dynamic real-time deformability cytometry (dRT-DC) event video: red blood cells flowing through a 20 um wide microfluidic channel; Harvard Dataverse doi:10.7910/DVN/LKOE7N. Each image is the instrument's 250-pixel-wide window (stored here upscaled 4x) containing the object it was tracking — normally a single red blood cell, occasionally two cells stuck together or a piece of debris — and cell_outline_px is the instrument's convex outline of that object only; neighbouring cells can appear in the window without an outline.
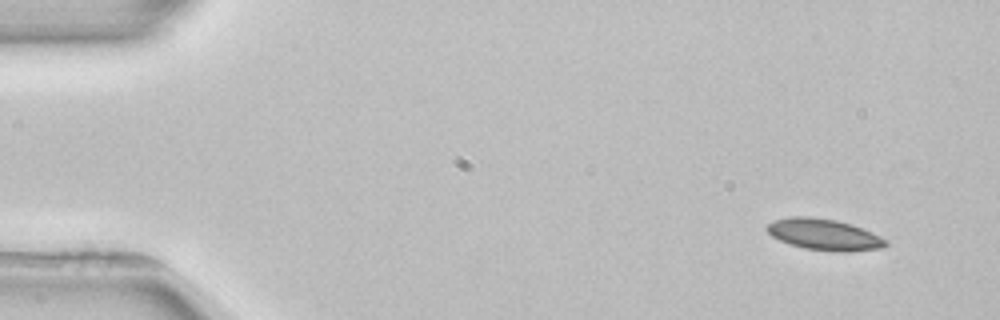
{"species": "common noctule bat (a hibernating species)", "species_latin": "Nyctalus noctula", "temperature_condition": "room temperature", "stored_images_in_passage": 5, "segment_of_instrument_passage": [2, 2], "camera_frame_rate_fps": 3000, "um_per_image_px": 0.085, "animal": {"sex": "female", "body_mass_g": 22.7, "forearm_length_mm": 54.2}, "frame": {"image": 1, "passage_image": 5, "time_ms": 5.333, "image_size_px": [1000, 320], "cell_outline_px": [[888, 244], [884, 248], [848, 252], [836, 252], [804, 248], [780, 240], [772, 236], [764, 228], [772, 220], [788, 216], [808, 216], [836, 220], [852, 224], [872, 232], [888, 240]], "centroid_in_image_um": [70.07, 19.93], "position_along_channel_um": 14.9, "area_um2": 21.91}}